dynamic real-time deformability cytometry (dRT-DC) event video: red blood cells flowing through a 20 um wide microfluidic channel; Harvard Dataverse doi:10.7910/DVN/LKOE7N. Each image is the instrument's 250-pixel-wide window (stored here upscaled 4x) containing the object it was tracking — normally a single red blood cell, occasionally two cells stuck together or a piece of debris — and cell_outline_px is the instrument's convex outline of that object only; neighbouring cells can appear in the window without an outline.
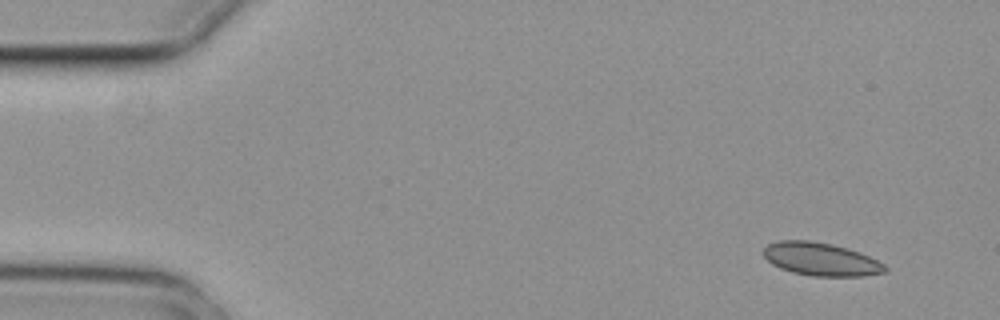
{"species": "common noctule bat (a hibernating species)", "species_latin": "Nyctalus noctula", "temperature_condition": "cold", "stored_images_in_passage": 4, "camera_frame_rate_fps": 3000, "um_per_image_px": 0.085, "animal": {"sex": "female", "body_mass_g": 29.2, "forearm_length_mm": 56.3}, "frame": {"image": 1, "passage_image": 1, "time_ms": 0.0, "image_size_px": [1000, 320], "cell_outline_px": [[888, 272], [864, 276], [812, 276], [792, 272], [780, 268], [772, 264], [764, 256], [764, 248], [768, 244], [780, 240], [808, 240], [832, 244], [848, 248], [860, 252], [884, 264], [888, 268]], "centroid_in_image_um": [69.8, 22.03], "position_along_channel_um": 15.2, "area_um2": 23.47}}
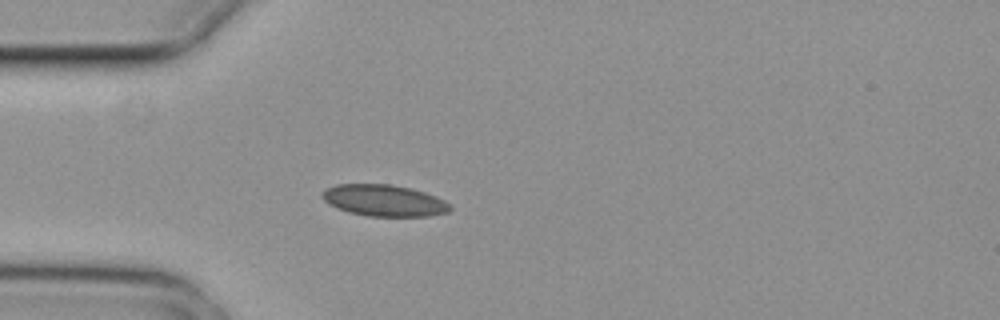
{"frame": {"image": 2, "passage_image": 4, "time_ms": 1.0, "image_size_px": [1000, 320], "cell_outline_px": [[452, 208], [448, 212], [428, 216], [368, 216], [348, 212], [336, 208], [328, 204], [320, 196], [320, 192], [324, 188], [336, 184], [388, 184], [412, 188], [436, 196], [452, 204]], "centroid_in_image_um": [32.61, 17.03], "position_along_channel_um": 52.4, "area_um2": 23.81}}